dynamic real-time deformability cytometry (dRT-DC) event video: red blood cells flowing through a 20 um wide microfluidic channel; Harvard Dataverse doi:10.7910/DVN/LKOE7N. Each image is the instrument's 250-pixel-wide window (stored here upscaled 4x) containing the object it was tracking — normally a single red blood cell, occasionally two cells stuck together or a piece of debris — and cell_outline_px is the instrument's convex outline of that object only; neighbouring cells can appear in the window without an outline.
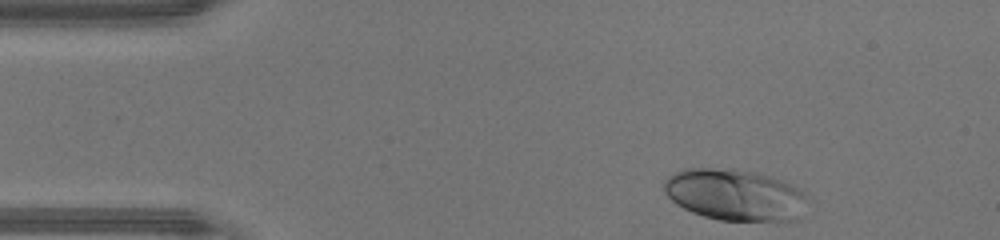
{"species": "human", "species_latin": "Homo sapiens", "temperature_condition": "warm", "stored_images_in_passage": 34, "camera_frame_rate_fps": 3000, "um_per_image_px": 0.085, "donor": {"sex": "male"}, "frame": {"image": 1, "passage_image": 1, "time_ms": 0.0, "image_size_px": [1000, 240], "cell_outline_px": [[804, 196], [796, 220], [780, 224], [720, 220], [704, 216], [692, 212], [676, 204], [664, 192], [664, 180], [668, 176], [684, 168], [732, 168], [756, 172], [772, 176], [784, 180], [800, 188], [804, 192]], "centroid_in_image_um": [62.46, 16.58], "position_along_channel_um": 22.5, "area_um2": 43.81}}
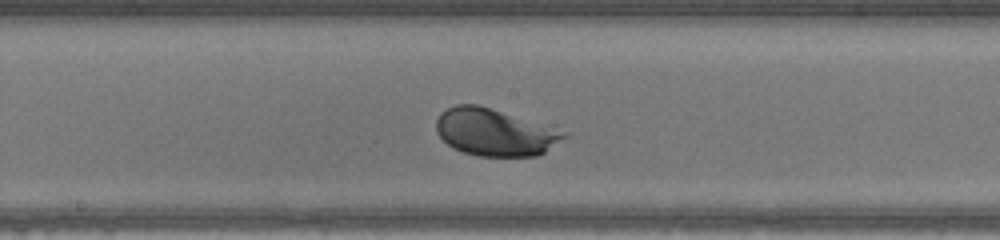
{"frame": {"image": 2, "passage_image": 19, "time_ms": 6.0, "image_size_px": [1000, 240], "cell_outline_px": [[568, 136], [544, 152], [536, 156], [480, 156], [464, 152], [452, 148], [436, 132], [436, 120], [440, 112], [456, 104], [476, 104], [568, 132]], "centroid_in_image_um": [42.03, 11.25], "position_along_channel_um": 206.2, "area_um2": 34.68}}
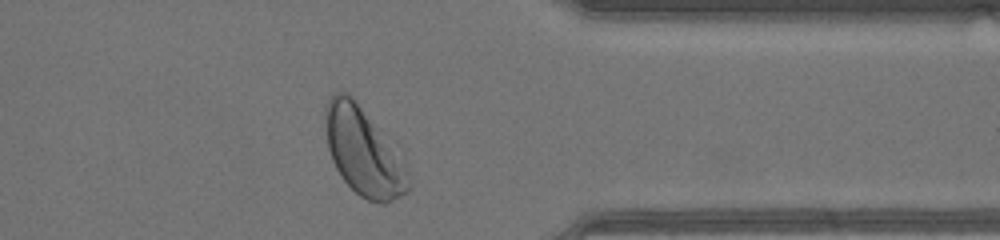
{"frame": {"image": 3, "passage_image": 32, "time_ms": 10.333, "image_size_px": [1000, 240], "cell_outline_px": [[412, 188], [408, 192], [384, 204], [380, 204], [368, 200], [360, 196], [344, 180], [336, 168], [332, 160], [328, 148], [324, 116], [324, 104], [332, 92], [348, 92], [356, 100], [412, 184]], "centroid_in_image_um": [30.75, 12.9], "position_along_channel_um": 380.7, "area_um2": 40.17}, "authors_computed_cell_mechanics": {"area_um2": 36.6741, "velocity_mm_per_s": 4.3146, "shape_relaxation_time_tau1_ms": 1.4282, "shape_relaxation_time_tau2_ms": null, "deformation_change_tau1": 0.1288, "deformation_change_tau2": null}}